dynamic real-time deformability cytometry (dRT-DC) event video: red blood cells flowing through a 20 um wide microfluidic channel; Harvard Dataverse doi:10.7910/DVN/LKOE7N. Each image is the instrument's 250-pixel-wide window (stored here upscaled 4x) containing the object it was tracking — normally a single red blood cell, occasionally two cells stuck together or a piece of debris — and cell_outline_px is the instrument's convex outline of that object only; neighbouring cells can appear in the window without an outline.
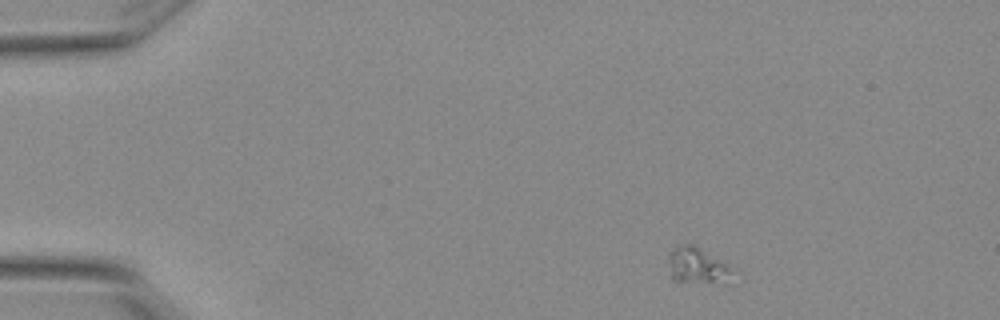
{"species": "Egyptian fruit bat (a non-hibernating species)", "species_latin": "Rousettus aegyptiacus", "temperature_condition": "warm", "stored_images_in_passage": 4, "camera_frame_rate_fps": 3000, "um_per_image_px": 0.085, "animal": {"sex": "female"}, "frame": {"image": 1, "passage_image": 1, "time_ms": 0.0, "image_size_px": [1000, 320], "cell_outline_px": [[732, 268], [728, 284], [724, 284], [672, 280], [668, 256], [672, 248], [676, 244], [696, 244]], "centroid_in_image_um": [59.26, 22.56], "position_along_channel_um": 25.7, "area_um2": 13.64}}
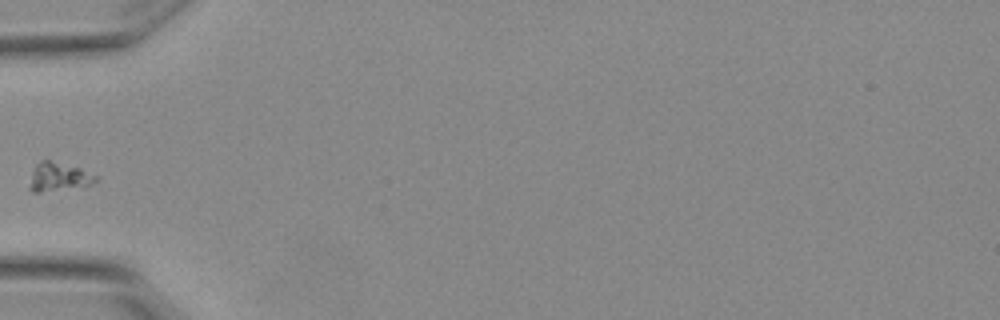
{"frame": {"image": 2, "passage_image": 4, "time_ms": 1.0, "image_size_px": [1000, 320], "cell_outline_px": [[100, 180], [96, 184], [84, 188], [40, 192], [32, 192], [28, 188], [32, 172], [36, 164], [40, 160], [48, 160], [80, 168], [96, 176]], "centroid_in_image_um": [5.04, 15.08], "position_along_channel_um": 80.0, "area_um2": 11.44}}